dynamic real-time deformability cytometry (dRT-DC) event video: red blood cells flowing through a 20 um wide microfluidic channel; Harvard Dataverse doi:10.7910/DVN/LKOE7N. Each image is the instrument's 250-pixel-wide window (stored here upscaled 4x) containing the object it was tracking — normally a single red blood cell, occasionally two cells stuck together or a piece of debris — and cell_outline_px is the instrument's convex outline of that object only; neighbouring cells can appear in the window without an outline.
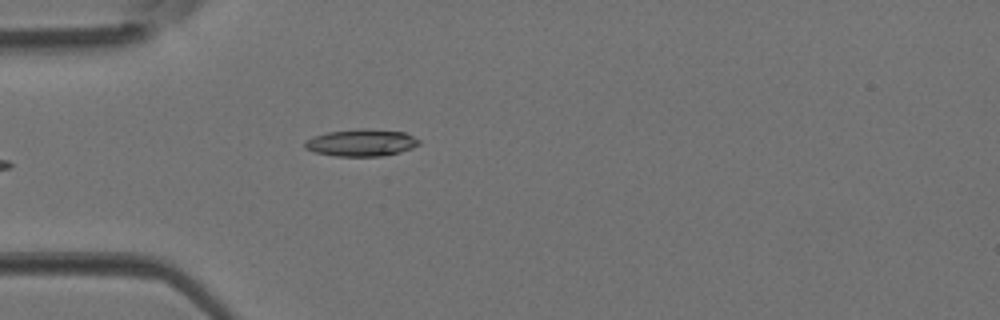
{"species": "Egyptian fruit bat (a non-hibernating species)", "species_latin": "Rousettus aegyptiacus", "temperature_condition": "room temperature", "stored_images_in_passage": 3, "camera_frame_rate_fps": 3000, "um_per_image_px": 0.085, "animal": {"sex": "female"}, "frame": {"image": 1, "passage_image": 3, "time_ms": 0.667, "image_size_px": [1000, 320], "cell_outline_px": [[420, 144], [412, 148], [400, 152], [380, 156], [336, 156], [312, 152], [304, 148], [304, 140], [312, 136], [328, 132], [356, 128], [368, 128], [404, 132], [420, 140]], "centroid_in_image_um": [30.67, 12.12], "position_along_channel_um": 54.3, "area_um2": 18.26}}